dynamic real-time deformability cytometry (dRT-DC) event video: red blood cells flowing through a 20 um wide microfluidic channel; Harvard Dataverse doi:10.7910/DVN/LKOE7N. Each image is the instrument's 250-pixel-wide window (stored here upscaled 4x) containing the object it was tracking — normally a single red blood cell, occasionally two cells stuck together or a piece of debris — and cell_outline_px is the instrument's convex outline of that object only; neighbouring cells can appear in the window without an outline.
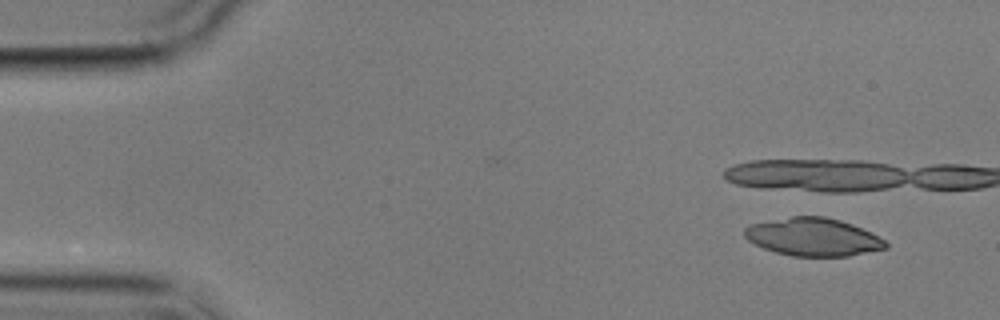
{"species": "common noctule bat (a hibernating species)", "species_latin": "Nyctalus noctula", "temperature_condition": "cold", "stored_images_in_passage": 3, "camera_frame_rate_fps": 3000, "um_per_image_px": 0.085, "animal": {"sex": "male", "body_mass_g": 17.9}, "frame": {"image": 1, "passage_image": 1, "time_ms": 0.0, "image_size_px": [1000, 320], "cell_outline_px": [[888, 248], [848, 256], [792, 256], [776, 252], [764, 248], [748, 240], [744, 236], [744, 228], [752, 224], [792, 216], [824, 216], [840, 220], [852, 224], [872, 232], [884, 240], [888, 244]], "centroid_in_image_um": [69.14, 20.14], "position_along_channel_um": 15.9, "area_um2": 31.1}}